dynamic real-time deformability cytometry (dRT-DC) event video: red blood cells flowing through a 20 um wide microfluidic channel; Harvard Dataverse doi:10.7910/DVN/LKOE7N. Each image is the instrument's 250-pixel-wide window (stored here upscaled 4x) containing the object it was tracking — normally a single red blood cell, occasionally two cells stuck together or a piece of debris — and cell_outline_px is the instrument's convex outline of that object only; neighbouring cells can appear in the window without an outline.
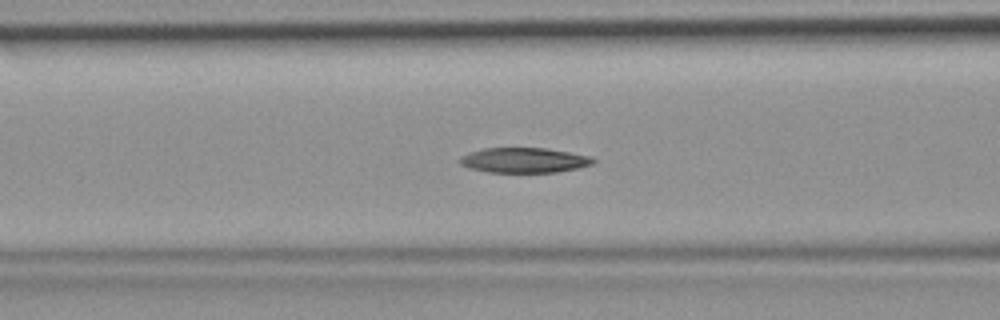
{"species": "common noctule bat (a hibernating species)", "species_latin": "Nyctalus noctula", "temperature_condition": "room temperature", "stored_images_in_passage": 35, "segment_of_instrument_passage": [1, 2], "camera_frame_rate_fps": 3000, "um_per_image_px": 0.085, "animal": {"sex": "female", "body_mass_g": 19.9}, "frame": {"image": 1, "passage_image": 5, "time_ms": 1.333, "image_size_px": [1000, 320], "cell_outline_px": [[596, 160], [592, 164], [580, 168], [556, 172], [488, 172], [468, 168], [460, 164], [456, 160], [460, 156], [468, 152], [484, 148], [544, 148], [592, 156]], "centroid_in_image_um": [44.51, 13.62], "position_along_channel_um": 122.1, "area_um2": 19.65}}
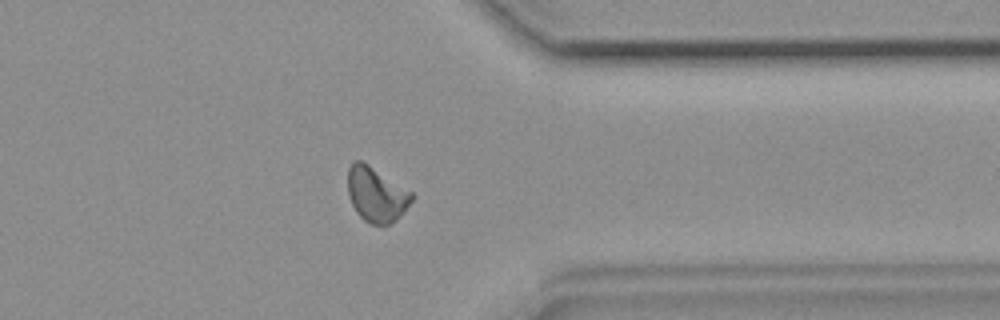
{"frame": {"image": 2, "passage_image": 24, "time_ms": 7.667, "image_size_px": [1000, 320], "cell_outline_px": [[416, 196], [400, 216], [396, 220], [388, 224], [368, 224], [356, 212], [348, 196], [348, 168], [356, 160], [360, 160], [368, 164], [412, 192]], "centroid_in_image_um": [31.99, 16.54], "position_along_channel_um": 379.4, "area_um2": 20.35}}
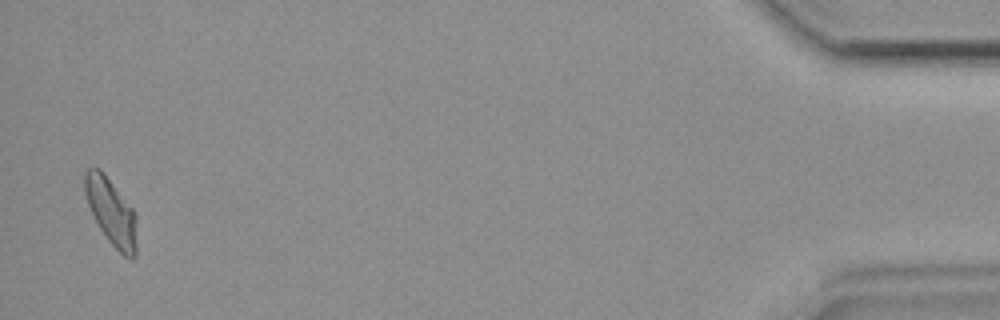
{"frame": {"image": 3, "passage_image": 33, "time_ms": 10.667, "image_size_px": [1000, 320], "cell_outline_px": [[136, 256], [132, 260], [128, 260], [108, 240], [100, 228], [88, 204], [84, 192], [84, 172], [88, 168], [100, 168], [132, 208], [136, 216]], "centroid_in_image_um": [9.46, 18.02], "position_along_channel_um": 425.7, "area_um2": 20.0}}